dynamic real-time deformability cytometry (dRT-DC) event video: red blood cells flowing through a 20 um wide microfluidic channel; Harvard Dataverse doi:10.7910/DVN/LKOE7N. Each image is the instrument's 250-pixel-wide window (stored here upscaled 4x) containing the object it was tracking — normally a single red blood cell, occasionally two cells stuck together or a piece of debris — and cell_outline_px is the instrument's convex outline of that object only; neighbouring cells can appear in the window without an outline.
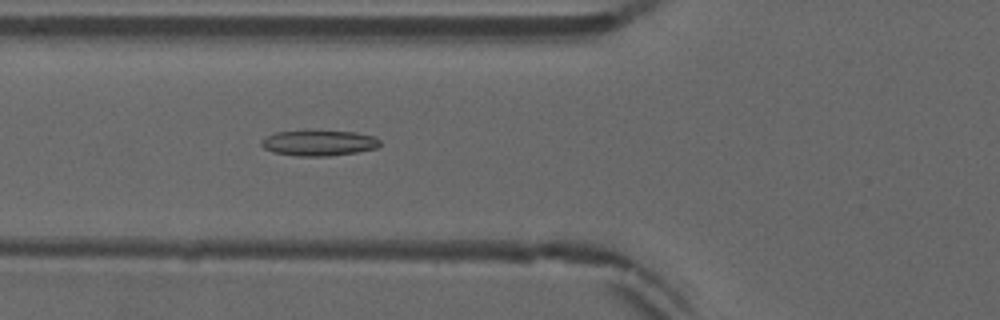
{"species": "common noctule bat (a hibernating species)", "species_latin": "Nyctalus noctula", "temperature_condition": "warm", "stored_images_in_passage": 54, "camera_frame_rate_fps": 3000, "um_per_image_px": 0.085, "animal": {"sex": "male", "forearm_length_mm": 52.5}, "frame": {"image": 1, "passage_image": 21, "time_ms": 6.667, "image_size_px": [1000, 320], "cell_outline_px": [[380, 144], [376, 148], [356, 152], [328, 156], [296, 156], [272, 152], [264, 148], [260, 144], [260, 140], [276, 132], [356, 132], [372, 136], [380, 140]], "centroid_in_image_um": [27.08, 12.18], "position_along_channel_um": 98.7, "area_um2": 17.22}}
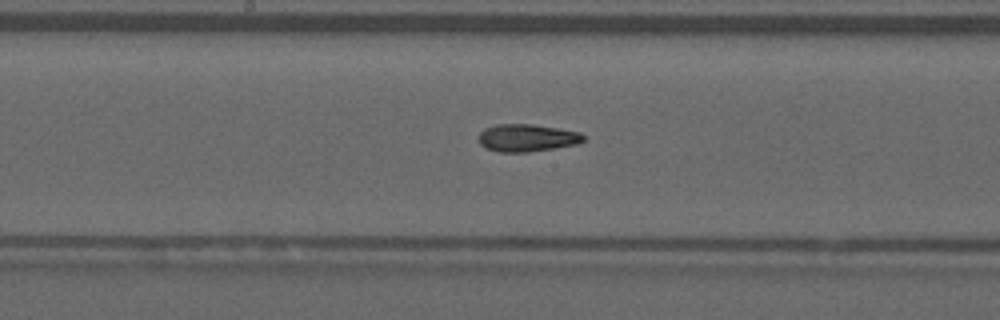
{"frame": {"image": 2, "passage_image": 29, "time_ms": 9.333, "image_size_px": [1000, 320], "cell_outline_px": [[584, 140], [576, 144], [528, 152], [500, 152], [484, 148], [480, 144], [480, 132], [484, 128], [496, 124], [532, 124], [580, 132], [584, 136]], "centroid_in_image_um": [44.76, 11.71], "position_along_channel_um": 203.4, "area_um2": 16.65}}
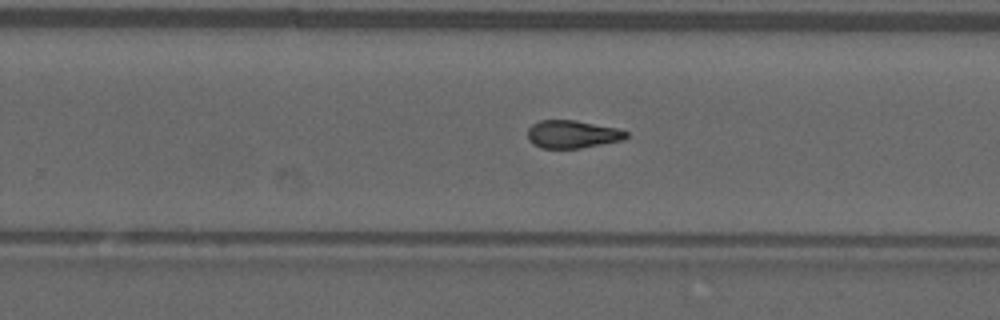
{"frame": {"image": 3, "passage_image": 35, "time_ms": 11.333, "image_size_px": [1000, 320], "cell_outline_px": [[628, 136], [624, 140], [580, 148], [540, 148], [532, 144], [528, 140], [528, 128], [532, 124], [540, 120], [576, 120], [616, 128], [628, 132]], "centroid_in_image_um": [48.63, 11.41], "position_along_channel_um": 281.2, "area_um2": 16.07}, "authors_computed_cell_mechanics": {"area_um2": 16.8198, "velocity_mm_per_s": 3.9129, "shape_relaxation_time_tau1_ms": 8.3308, "shape_relaxation_time_tau2_ms": 3.2056, "deformation_change_tau1": 0.2029, "deformation_change_tau2": 0.1024}}